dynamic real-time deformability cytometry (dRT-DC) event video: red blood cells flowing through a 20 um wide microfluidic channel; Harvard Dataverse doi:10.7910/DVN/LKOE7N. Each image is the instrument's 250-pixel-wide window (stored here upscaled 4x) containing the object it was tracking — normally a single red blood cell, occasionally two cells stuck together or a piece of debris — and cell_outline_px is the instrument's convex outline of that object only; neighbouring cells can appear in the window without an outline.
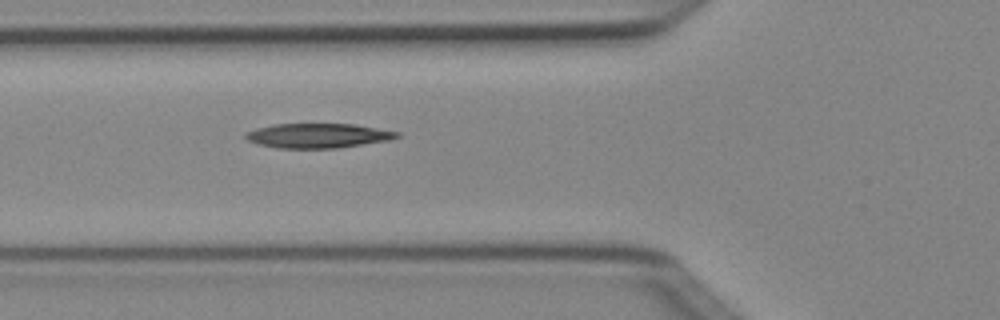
{"species": "Egyptian fruit bat (a non-hibernating species)", "species_latin": "Rousettus aegyptiacus", "temperature_condition": "cold", "stored_images_in_passage": 4, "camera_frame_rate_fps": 3000, "um_per_image_px": 0.085, "animal": {"sex": "female"}, "frame": {"image": 1, "passage_image": 4, "time_ms": 1.0, "image_size_px": [1000, 320], "cell_outline_px": [[400, 136], [388, 140], [340, 148], [276, 148], [256, 144], [248, 140], [244, 136], [244, 132], [256, 128], [272, 124], [356, 124], [400, 132]], "centroid_in_image_um": [26.99, 11.53], "position_along_channel_um": 98.8, "area_um2": 21.85}}